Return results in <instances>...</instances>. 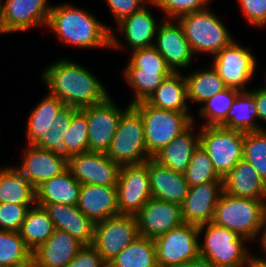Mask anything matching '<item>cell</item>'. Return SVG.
I'll return each instance as SVG.
<instances>
[{
    "instance_id": "obj_23",
    "label": "cell",
    "mask_w": 266,
    "mask_h": 267,
    "mask_svg": "<svg viewBox=\"0 0 266 267\" xmlns=\"http://www.w3.org/2000/svg\"><path fill=\"white\" fill-rule=\"evenodd\" d=\"M83 246L69 233L55 229L48 240L32 252V266L65 267Z\"/></svg>"
},
{
    "instance_id": "obj_32",
    "label": "cell",
    "mask_w": 266,
    "mask_h": 267,
    "mask_svg": "<svg viewBox=\"0 0 266 267\" xmlns=\"http://www.w3.org/2000/svg\"><path fill=\"white\" fill-rule=\"evenodd\" d=\"M255 119H258V112L254 97L248 91H241L226 115L225 128L241 132L266 130Z\"/></svg>"
},
{
    "instance_id": "obj_29",
    "label": "cell",
    "mask_w": 266,
    "mask_h": 267,
    "mask_svg": "<svg viewBox=\"0 0 266 267\" xmlns=\"http://www.w3.org/2000/svg\"><path fill=\"white\" fill-rule=\"evenodd\" d=\"M146 102L158 109L189 113L185 76L180 71L173 72L162 81Z\"/></svg>"
},
{
    "instance_id": "obj_35",
    "label": "cell",
    "mask_w": 266,
    "mask_h": 267,
    "mask_svg": "<svg viewBox=\"0 0 266 267\" xmlns=\"http://www.w3.org/2000/svg\"><path fill=\"white\" fill-rule=\"evenodd\" d=\"M64 105L56 96L48 94L31 110L26 130L29 145H35L44 137L48 130L49 121L56 117Z\"/></svg>"
},
{
    "instance_id": "obj_17",
    "label": "cell",
    "mask_w": 266,
    "mask_h": 267,
    "mask_svg": "<svg viewBox=\"0 0 266 267\" xmlns=\"http://www.w3.org/2000/svg\"><path fill=\"white\" fill-rule=\"evenodd\" d=\"M155 39L154 48L174 72L191 66L194 54L179 21H161Z\"/></svg>"
},
{
    "instance_id": "obj_37",
    "label": "cell",
    "mask_w": 266,
    "mask_h": 267,
    "mask_svg": "<svg viewBox=\"0 0 266 267\" xmlns=\"http://www.w3.org/2000/svg\"><path fill=\"white\" fill-rule=\"evenodd\" d=\"M241 91L235 88H226L206 100L199 109V115L206 120L202 126H226V115L232 103Z\"/></svg>"
},
{
    "instance_id": "obj_45",
    "label": "cell",
    "mask_w": 266,
    "mask_h": 267,
    "mask_svg": "<svg viewBox=\"0 0 266 267\" xmlns=\"http://www.w3.org/2000/svg\"><path fill=\"white\" fill-rule=\"evenodd\" d=\"M151 0H106L115 22L118 24L125 17L138 12ZM144 3V4H143Z\"/></svg>"
},
{
    "instance_id": "obj_47",
    "label": "cell",
    "mask_w": 266,
    "mask_h": 267,
    "mask_svg": "<svg viewBox=\"0 0 266 267\" xmlns=\"http://www.w3.org/2000/svg\"><path fill=\"white\" fill-rule=\"evenodd\" d=\"M254 97L257 106L258 119L266 121V86L258 89L248 90Z\"/></svg>"
},
{
    "instance_id": "obj_43",
    "label": "cell",
    "mask_w": 266,
    "mask_h": 267,
    "mask_svg": "<svg viewBox=\"0 0 266 267\" xmlns=\"http://www.w3.org/2000/svg\"><path fill=\"white\" fill-rule=\"evenodd\" d=\"M31 205L0 203V230L19 232Z\"/></svg>"
},
{
    "instance_id": "obj_15",
    "label": "cell",
    "mask_w": 266,
    "mask_h": 267,
    "mask_svg": "<svg viewBox=\"0 0 266 267\" xmlns=\"http://www.w3.org/2000/svg\"><path fill=\"white\" fill-rule=\"evenodd\" d=\"M68 169L81 184L117 186L121 166L104 152L87 151L67 159Z\"/></svg>"
},
{
    "instance_id": "obj_13",
    "label": "cell",
    "mask_w": 266,
    "mask_h": 267,
    "mask_svg": "<svg viewBox=\"0 0 266 267\" xmlns=\"http://www.w3.org/2000/svg\"><path fill=\"white\" fill-rule=\"evenodd\" d=\"M152 198L147 161L121 166L117 183L119 214L136 215Z\"/></svg>"
},
{
    "instance_id": "obj_31",
    "label": "cell",
    "mask_w": 266,
    "mask_h": 267,
    "mask_svg": "<svg viewBox=\"0 0 266 267\" xmlns=\"http://www.w3.org/2000/svg\"><path fill=\"white\" fill-rule=\"evenodd\" d=\"M54 230V224L47 211L35 204L27 211L19 234L25 245L33 252L48 240Z\"/></svg>"
},
{
    "instance_id": "obj_41",
    "label": "cell",
    "mask_w": 266,
    "mask_h": 267,
    "mask_svg": "<svg viewBox=\"0 0 266 267\" xmlns=\"http://www.w3.org/2000/svg\"><path fill=\"white\" fill-rule=\"evenodd\" d=\"M266 183V130L245 132L243 157Z\"/></svg>"
},
{
    "instance_id": "obj_39",
    "label": "cell",
    "mask_w": 266,
    "mask_h": 267,
    "mask_svg": "<svg viewBox=\"0 0 266 267\" xmlns=\"http://www.w3.org/2000/svg\"><path fill=\"white\" fill-rule=\"evenodd\" d=\"M88 151V121L86 107L78 109L72 117L71 124L63 140V156L67 159Z\"/></svg>"
},
{
    "instance_id": "obj_49",
    "label": "cell",
    "mask_w": 266,
    "mask_h": 267,
    "mask_svg": "<svg viewBox=\"0 0 266 267\" xmlns=\"http://www.w3.org/2000/svg\"><path fill=\"white\" fill-rule=\"evenodd\" d=\"M182 267H218V266L215 265L212 261L205 259L201 256H198L196 259L187 262Z\"/></svg>"
},
{
    "instance_id": "obj_3",
    "label": "cell",
    "mask_w": 266,
    "mask_h": 267,
    "mask_svg": "<svg viewBox=\"0 0 266 267\" xmlns=\"http://www.w3.org/2000/svg\"><path fill=\"white\" fill-rule=\"evenodd\" d=\"M198 232L199 236L205 234L202 243L199 241V256L218 267H246L252 263L253 255L244 243L250 241L245 237L214 222L198 226Z\"/></svg>"
},
{
    "instance_id": "obj_21",
    "label": "cell",
    "mask_w": 266,
    "mask_h": 267,
    "mask_svg": "<svg viewBox=\"0 0 266 267\" xmlns=\"http://www.w3.org/2000/svg\"><path fill=\"white\" fill-rule=\"evenodd\" d=\"M152 198L181 205L188 193L184 173L160 164L154 158L147 160Z\"/></svg>"
},
{
    "instance_id": "obj_51",
    "label": "cell",
    "mask_w": 266,
    "mask_h": 267,
    "mask_svg": "<svg viewBox=\"0 0 266 267\" xmlns=\"http://www.w3.org/2000/svg\"><path fill=\"white\" fill-rule=\"evenodd\" d=\"M254 267H266V262L254 260Z\"/></svg>"
},
{
    "instance_id": "obj_19",
    "label": "cell",
    "mask_w": 266,
    "mask_h": 267,
    "mask_svg": "<svg viewBox=\"0 0 266 267\" xmlns=\"http://www.w3.org/2000/svg\"><path fill=\"white\" fill-rule=\"evenodd\" d=\"M223 191V181L189 187L186 198L181 204L184 223L200 226L212 222L216 205Z\"/></svg>"
},
{
    "instance_id": "obj_34",
    "label": "cell",
    "mask_w": 266,
    "mask_h": 267,
    "mask_svg": "<svg viewBox=\"0 0 266 267\" xmlns=\"http://www.w3.org/2000/svg\"><path fill=\"white\" fill-rule=\"evenodd\" d=\"M187 84L188 101L204 103L217 93L228 88L224 81L219 77L216 70L211 67L202 68L199 71L185 76Z\"/></svg>"
},
{
    "instance_id": "obj_28",
    "label": "cell",
    "mask_w": 266,
    "mask_h": 267,
    "mask_svg": "<svg viewBox=\"0 0 266 267\" xmlns=\"http://www.w3.org/2000/svg\"><path fill=\"white\" fill-rule=\"evenodd\" d=\"M81 184L67 168L61 174L43 182L35 189L36 204L62 203L76 206L78 204Z\"/></svg>"
},
{
    "instance_id": "obj_1",
    "label": "cell",
    "mask_w": 266,
    "mask_h": 267,
    "mask_svg": "<svg viewBox=\"0 0 266 267\" xmlns=\"http://www.w3.org/2000/svg\"><path fill=\"white\" fill-rule=\"evenodd\" d=\"M41 78L49 94L77 109L102 103L110 96L93 73L67 58L46 67Z\"/></svg>"
},
{
    "instance_id": "obj_42",
    "label": "cell",
    "mask_w": 266,
    "mask_h": 267,
    "mask_svg": "<svg viewBox=\"0 0 266 267\" xmlns=\"http://www.w3.org/2000/svg\"><path fill=\"white\" fill-rule=\"evenodd\" d=\"M211 0H151L152 7L159 8L166 16V19H178L183 15L202 10L208 7Z\"/></svg>"
},
{
    "instance_id": "obj_38",
    "label": "cell",
    "mask_w": 266,
    "mask_h": 267,
    "mask_svg": "<svg viewBox=\"0 0 266 267\" xmlns=\"http://www.w3.org/2000/svg\"><path fill=\"white\" fill-rule=\"evenodd\" d=\"M77 108L64 105L56 117L49 121L48 130L44 137L35 145L39 148L61 153L63 155V140Z\"/></svg>"
},
{
    "instance_id": "obj_24",
    "label": "cell",
    "mask_w": 266,
    "mask_h": 267,
    "mask_svg": "<svg viewBox=\"0 0 266 267\" xmlns=\"http://www.w3.org/2000/svg\"><path fill=\"white\" fill-rule=\"evenodd\" d=\"M55 229L69 233L83 245H92L95 223L76 206L62 203L45 204Z\"/></svg>"
},
{
    "instance_id": "obj_30",
    "label": "cell",
    "mask_w": 266,
    "mask_h": 267,
    "mask_svg": "<svg viewBox=\"0 0 266 267\" xmlns=\"http://www.w3.org/2000/svg\"><path fill=\"white\" fill-rule=\"evenodd\" d=\"M0 203L36 204L35 188L15 165L0 170Z\"/></svg>"
},
{
    "instance_id": "obj_12",
    "label": "cell",
    "mask_w": 266,
    "mask_h": 267,
    "mask_svg": "<svg viewBox=\"0 0 266 267\" xmlns=\"http://www.w3.org/2000/svg\"><path fill=\"white\" fill-rule=\"evenodd\" d=\"M249 50L234 39L214 56L211 65L228 88L248 91L245 85L254 77L257 66V60Z\"/></svg>"
},
{
    "instance_id": "obj_52",
    "label": "cell",
    "mask_w": 266,
    "mask_h": 267,
    "mask_svg": "<svg viewBox=\"0 0 266 267\" xmlns=\"http://www.w3.org/2000/svg\"><path fill=\"white\" fill-rule=\"evenodd\" d=\"M246 267H254V259L252 260V263Z\"/></svg>"
},
{
    "instance_id": "obj_36",
    "label": "cell",
    "mask_w": 266,
    "mask_h": 267,
    "mask_svg": "<svg viewBox=\"0 0 266 267\" xmlns=\"http://www.w3.org/2000/svg\"><path fill=\"white\" fill-rule=\"evenodd\" d=\"M0 267H33L32 251L19 232L0 230Z\"/></svg>"
},
{
    "instance_id": "obj_2",
    "label": "cell",
    "mask_w": 266,
    "mask_h": 267,
    "mask_svg": "<svg viewBox=\"0 0 266 267\" xmlns=\"http://www.w3.org/2000/svg\"><path fill=\"white\" fill-rule=\"evenodd\" d=\"M50 28L62 43L83 49L114 48L124 46L114 36L113 28L101 23L86 9L65 3L53 5L46 28ZM120 42V43H119Z\"/></svg>"
},
{
    "instance_id": "obj_16",
    "label": "cell",
    "mask_w": 266,
    "mask_h": 267,
    "mask_svg": "<svg viewBox=\"0 0 266 267\" xmlns=\"http://www.w3.org/2000/svg\"><path fill=\"white\" fill-rule=\"evenodd\" d=\"M140 236L155 239L184 223L181 205L150 198L135 215Z\"/></svg>"
},
{
    "instance_id": "obj_5",
    "label": "cell",
    "mask_w": 266,
    "mask_h": 267,
    "mask_svg": "<svg viewBox=\"0 0 266 267\" xmlns=\"http://www.w3.org/2000/svg\"><path fill=\"white\" fill-rule=\"evenodd\" d=\"M131 52L123 74L127 83L134 89V98L129 103L134 105L146 101L162 81L174 71L154 47Z\"/></svg>"
},
{
    "instance_id": "obj_48",
    "label": "cell",
    "mask_w": 266,
    "mask_h": 267,
    "mask_svg": "<svg viewBox=\"0 0 266 267\" xmlns=\"http://www.w3.org/2000/svg\"><path fill=\"white\" fill-rule=\"evenodd\" d=\"M262 233V234H261ZM258 235H260V236H258V237H260V242H258V243H260L261 245V249L263 250V252L265 253V255H264V257H255L254 255H253V259L254 260H257V261H261V262H266V213H265V215H264V218H263V221H262V225H261V227H260V231H259V234Z\"/></svg>"
},
{
    "instance_id": "obj_9",
    "label": "cell",
    "mask_w": 266,
    "mask_h": 267,
    "mask_svg": "<svg viewBox=\"0 0 266 267\" xmlns=\"http://www.w3.org/2000/svg\"><path fill=\"white\" fill-rule=\"evenodd\" d=\"M244 136L245 132L221 126L200 127V145L222 179L242 159Z\"/></svg>"
},
{
    "instance_id": "obj_26",
    "label": "cell",
    "mask_w": 266,
    "mask_h": 267,
    "mask_svg": "<svg viewBox=\"0 0 266 267\" xmlns=\"http://www.w3.org/2000/svg\"><path fill=\"white\" fill-rule=\"evenodd\" d=\"M147 7V5L144 6L117 24L118 31L124 33L122 35L126 38V44L131 51L154 47L160 23L157 24L151 10Z\"/></svg>"
},
{
    "instance_id": "obj_33",
    "label": "cell",
    "mask_w": 266,
    "mask_h": 267,
    "mask_svg": "<svg viewBox=\"0 0 266 267\" xmlns=\"http://www.w3.org/2000/svg\"><path fill=\"white\" fill-rule=\"evenodd\" d=\"M108 267H158L154 239L138 236L116 255Z\"/></svg>"
},
{
    "instance_id": "obj_10",
    "label": "cell",
    "mask_w": 266,
    "mask_h": 267,
    "mask_svg": "<svg viewBox=\"0 0 266 267\" xmlns=\"http://www.w3.org/2000/svg\"><path fill=\"white\" fill-rule=\"evenodd\" d=\"M199 237L197 225L183 223L155 238L158 267H182L196 259L199 256Z\"/></svg>"
},
{
    "instance_id": "obj_4",
    "label": "cell",
    "mask_w": 266,
    "mask_h": 267,
    "mask_svg": "<svg viewBox=\"0 0 266 267\" xmlns=\"http://www.w3.org/2000/svg\"><path fill=\"white\" fill-rule=\"evenodd\" d=\"M265 213L266 200L235 197L223 191L212 222L252 241L259 234Z\"/></svg>"
},
{
    "instance_id": "obj_18",
    "label": "cell",
    "mask_w": 266,
    "mask_h": 267,
    "mask_svg": "<svg viewBox=\"0 0 266 267\" xmlns=\"http://www.w3.org/2000/svg\"><path fill=\"white\" fill-rule=\"evenodd\" d=\"M27 147L24 150L22 164L15 168L35 189L67 169V158L61 153L39 148L36 145L28 144Z\"/></svg>"
},
{
    "instance_id": "obj_20",
    "label": "cell",
    "mask_w": 266,
    "mask_h": 267,
    "mask_svg": "<svg viewBox=\"0 0 266 267\" xmlns=\"http://www.w3.org/2000/svg\"><path fill=\"white\" fill-rule=\"evenodd\" d=\"M52 8L48 0H5L2 2L5 29L7 33H16L46 27Z\"/></svg>"
},
{
    "instance_id": "obj_25",
    "label": "cell",
    "mask_w": 266,
    "mask_h": 267,
    "mask_svg": "<svg viewBox=\"0 0 266 267\" xmlns=\"http://www.w3.org/2000/svg\"><path fill=\"white\" fill-rule=\"evenodd\" d=\"M224 192L235 197L266 200V183L252 167L241 159L223 179Z\"/></svg>"
},
{
    "instance_id": "obj_44",
    "label": "cell",
    "mask_w": 266,
    "mask_h": 267,
    "mask_svg": "<svg viewBox=\"0 0 266 267\" xmlns=\"http://www.w3.org/2000/svg\"><path fill=\"white\" fill-rule=\"evenodd\" d=\"M238 3L251 25L266 28V0H238Z\"/></svg>"
},
{
    "instance_id": "obj_7",
    "label": "cell",
    "mask_w": 266,
    "mask_h": 267,
    "mask_svg": "<svg viewBox=\"0 0 266 267\" xmlns=\"http://www.w3.org/2000/svg\"><path fill=\"white\" fill-rule=\"evenodd\" d=\"M177 21L193 54L209 53L215 56L234 40L219 17L208 8L183 15Z\"/></svg>"
},
{
    "instance_id": "obj_27",
    "label": "cell",
    "mask_w": 266,
    "mask_h": 267,
    "mask_svg": "<svg viewBox=\"0 0 266 267\" xmlns=\"http://www.w3.org/2000/svg\"><path fill=\"white\" fill-rule=\"evenodd\" d=\"M194 121L153 158L170 169L184 173L200 145V130L194 133Z\"/></svg>"
},
{
    "instance_id": "obj_11",
    "label": "cell",
    "mask_w": 266,
    "mask_h": 267,
    "mask_svg": "<svg viewBox=\"0 0 266 267\" xmlns=\"http://www.w3.org/2000/svg\"><path fill=\"white\" fill-rule=\"evenodd\" d=\"M138 236L136 216L118 214L95 224L92 246L108 265Z\"/></svg>"
},
{
    "instance_id": "obj_8",
    "label": "cell",
    "mask_w": 266,
    "mask_h": 267,
    "mask_svg": "<svg viewBox=\"0 0 266 267\" xmlns=\"http://www.w3.org/2000/svg\"><path fill=\"white\" fill-rule=\"evenodd\" d=\"M106 155L120 166L142 164L151 158L146 149L143 118L132 105L122 114Z\"/></svg>"
},
{
    "instance_id": "obj_46",
    "label": "cell",
    "mask_w": 266,
    "mask_h": 267,
    "mask_svg": "<svg viewBox=\"0 0 266 267\" xmlns=\"http://www.w3.org/2000/svg\"><path fill=\"white\" fill-rule=\"evenodd\" d=\"M65 267H108L92 245H84Z\"/></svg>"
},
{
    "instance_id": "obj_40",
    "label": "cell",
    "mask_w": 266,
    "mask_h": 267,
    "mask_svg": "<svg viewBox=\"0 0 266 267\" xmlns=\"http://www.w3.org/2000/svg\"><path fill=\"white\" fill-rule=\"evenodd\" d=\"M184 176L189 187L213 181H223L215 171L211 159L201 145L192 155Z\"/></svg>"
},
{
    "instance_id": "obj_6",
    "label": "cell",
    "mask_w": 266,
    "mask_h": 267,
    "mask_svg": "<svg viewBox=\"0 0 266 267\" xmlns=\"http://www.w3.org/2000/svg\"><path fill=\"white\" fill-rule=\"evenodd\" d=\"M143 118L145 144L148 155L153 158L172 142L194 120L190 113L158 109L146 101L132 105Z\"/></svg>"
},
{
    "instance_id": "obj_50",
    "label": "cell",
    "mask_w": 266,
    "mask_h": 267,
    "mask_svg": "<svg viewBox=\"0 0 266 267\" xmlns=\"http://www.w3.org/2000/svg\"><path fill=\"white\" fill-rule=\"evenodd\" d=\"M0 34H7L3 20L2 0H0Z\"/></svg>"
},
{
    "instance_id": "obj_14",
    "label": "cell",
    "mask_w": 266,
    "mask_h": 267,
    "mask_svg": "<svg viewBox=\"0 0 266 267\" xmlns=\"http://www.w3.org/2000/svg\"><path fill=\"white\" fill-rule=\"evenodd\" d=\"M120 109L109 96L104 102L86 107L88 121V151L109 149L122 114L130 107Z\"/></svg>"
},
{
    "instance_id": "obj_22",
    "label": "cell",
    "mask_w": 266,
    "mask_h": 267,
    "mask_svg": "<svg viewBox=\"0 0 266 267\" xmlns=\"http://www.w3.org/2000/svg\"><path fill=\"white\" fill-rule=\"evenodd\" d=\"M78 209L95 224L119 214L117 186H80Z\"/></svg>"
}]
</instances>
